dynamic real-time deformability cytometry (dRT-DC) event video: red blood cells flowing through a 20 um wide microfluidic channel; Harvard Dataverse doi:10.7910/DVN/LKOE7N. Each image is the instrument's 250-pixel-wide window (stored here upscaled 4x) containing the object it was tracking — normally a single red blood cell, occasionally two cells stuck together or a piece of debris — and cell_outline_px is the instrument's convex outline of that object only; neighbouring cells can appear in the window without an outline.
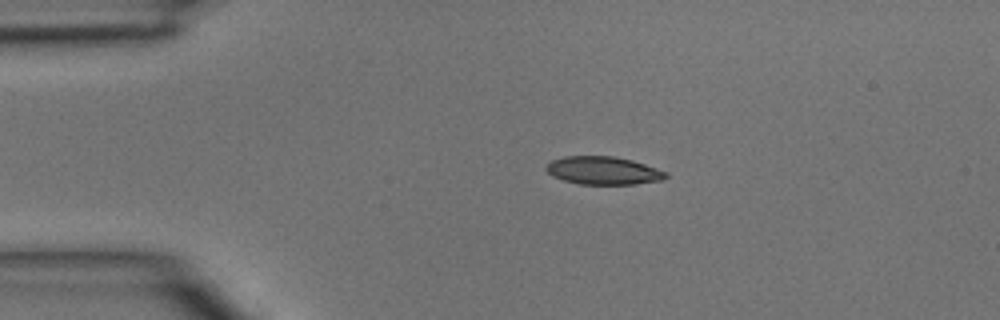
{"species": "common noctule bat (a hibernating species)", "species_latin": "Nyctalus noctula", "temperature_condition": "room temperature", "stored_images_in_passage": 3, "camera_frame_rate_fps": 3000, "um_per_image_px": 0.085, "animal": {"sex": "male", "body_mass_g": 15.6}, "frame": {"image": 1, "passage_image": 2, "time_ms": 0.333, "image_size_px": [1000, 320], "cell_outline_px": [[668, 176], [664, 180], [636, 184], [580, 184], [564, 180], [552, 176], [544, 168], [552, 160], [564, 156], [612, 156], [632, 160], [668, 172]], "centroid_in_image_um": [51.3, 14.5], "position_along_channel_um": 33.7, "area_um2": 19.54}}